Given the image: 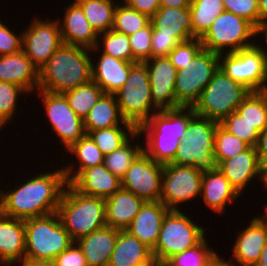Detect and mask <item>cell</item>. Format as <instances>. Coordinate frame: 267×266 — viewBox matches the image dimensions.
Wrapping results in <instances>:
<instances>
[{
    "instance_id": "obj_1",
    "label": "cell",
    "mask_w": 267,
    "mask_h": 266,
    "mask_svg": "<svg viewBox=\"0 0 267 266\" xmlns=\"http://www.w3.org/2000/svg\"><path fill=\"white\" fill-rule=\"evenodd\" d=\"M52 171L35 174L14 190L0 188V212L23 220L57 212L68 182L63 168Z\"/></svg>"
},
{
    "instance_id": "obj_2",
    "label": "cell",
    "mask_w": 267,
    "mask_h": 266,
    "mask_svg": "<svg viewBox=\"0 0 267 266\" xmlns=\"http://www.w3.org/2000/svg\"><path fill=\"white\" fill-rule=\"evenodd\" d=\"M194 115L193 107L183 106L154 113L137 128L140 136L146 137L143 152L157 163H171Z\"/></svg>"
},
{
    "instance_id": "obj_3",
    "label": "cell",
    "mask_w": 267,
    "mask_h": 266,
    "mask_svg": "<svg viewBox=\"0 0 267 266\" xmlns=\"http://www.w3.org/2000/svg\"><path fill=\"white\" fill-rule=\"evenodd\" d=\"M90 50L62 44L39 70L38 90L63 94L91 81Z\"/></svg>"
},
{
    "instance_id": "obj_4",
    "label": "cell",
    "mask_w": 267,
    "mask_h": 266,
    "mask_svg": "<svg viewBox=\"0 0 267 266\" xmlns=\"http://www.w3.org/2000/svg\"><path fill=\"white\" fill-rule=\"evenodd\" d=\"M57 213L74 242L106 226L105 199L83 195L69 183L64 189Z\"/></svg>"
},
{
    "instance_id": "obj_5",
    "label": "cell",
    "mask_w": 267,
    "mask_h": 266,
    "mask_svg": "<svg viewBox=\"0 0 267 266\" xmlns=\"http://www.w3.org/2000/svg\"><path fill=\"white\" fill-rule=\"evenodd\" d=\"M25 259L53 261L74 241L57 212L24 220Z\"/></svg>"
},
{
    "instance_id": "obj_6",
    "label": "cell",
    "mask_w": 267,
    "mask_h": 266,
    "mask_svg": "<svg viewBox=\"0 0 267 266\" xmlns=\"http://www.w3.org/2000/svg\"><path fill=\"white\" fill-rule=\"evenodd\" d=\"M179 210H169L165 215L158 240L152 250L156 262L165 263L176 254L197 246L206 236V229L193 223Z\"/></svg>"
},
{
    "instance_id": "obj_7",
    "label": "cell",
    "mask_w": 267,
    "mask_h": 266,
    "mask_svg": "<svg viewBox=\"0 0 267 266\" xmlns=\"http://www.w3.org/2000/svg\"><path fill=\"white\" fill-rule=\"evenodd\" d=\"M123 118L136 128L160 111L152 101L148 67L145 62L132 65L125 84L114 93Z\"/></svg>"
},
{
    "instance_id": "obj_8",
    "label": "cell",
    "mask_w": 267,
    "mask_h": 266,
    "mask_svg": "<svg viewBox=\"0 0 267 266\" xmlns=\"http://www.w3.org/2000/svg\"><path fill=\"white\" fill-rule=\"evenodd\" d=\"M250 92L244 85L232 80L219 68L201 92L193 110L199 116L220 123L236 111Z\"/></svg>"
},
{
    "instance_id": "obj_9",
    "label": "cell",
    "mask_w": 267,
    "mask_h": 266,
    "mask_svg": "<svg viewBox=\"0 0 267 266\" xmlns=\"http://www.w3.org/2000/svg\"><path fill=\"white\" fill-rule=\"evenodd\" d=\"M256 32L257 28L251 22L225 10L214 20L200 41L203 49L217 54L230 53L256 44Z\"/></svg>"
},
{
    "instance_id": "obj_10",
    "label": "cell",
    "mask_w": 267,
    "mask_h": 266,
    "mask_svg": "<svg viewBox=\"0 0 267 266\" xmlns=\"http://www.w3.org/2000/svg\"><path fill=\"white\" fill-rule=\"evenodd\" d=\"M218 122L195 114L188 123L186 137L181 141L171 162L180 166L209 168L214 166V141Z\"/></svg>"
},
{
    "instance_id": "obj_11",
    "label": "cell",
    "mask_w": 267,
    "mask_h": 266,
    "mask_svg": "<svg viewBox=\"0 0 267 266\" xmlns=\"http://www.w3.org/2000/svg\"><path fill=\"white\" fill-rule=\"evenodd\" d=\"M219 68L251 92L267 91V55L257 44L219 54Z\"/></svg>"
},
{
    "instance_id": "obj_12",
    "label": "cell",
    "mask_w": 267,
    "mask_h": 266,
    "mask_svg": "<svg viewBox=\"0 0 267 266\" xmlns=\"http://www.w3.org/2000/svg\"><path fill=\"white\" fill-rule=\"evenodd\" d=\"M219 69V54L201 49L188 70L177 71L175 96L179 106L193 107Z\"/></svg>"
},
{
    "instance_id": "obj_13",
    "label": "cell",
    "mask_w": 267,
    "mask_h": 266,
    "mask_svg": "<svg viewBox=\"0 0 267 266\" xmlns=\"http://www.w3.org/2000/svg\"><path fill=\"white\" fill-rule=\"evenodd\" d=\"M203 168L164 164L160 201L169 210H179L183 203L201 195Z\"/></svg>"
},
{
    "instance_id": "obj_14",
    "label": "cell",
    "mask_w": 267,
    "mask_h": 266,
    "mask_svg": "<svg viewBox=\"0 0 267 266\" xmlns=\"http://www.w3.org/2000/svg\"><path fill=\"white\" fill-rule=\"evenodd\" d=\"M37 91L39 98H42L46 117L59 137L64 152L86 134L83 119L72 110L64 94Z\"/></svg>"
},
{
    "instance_id": "obj_15",
    "label": "cell",
    "mask_w": 267,
    "mask_h": 266,
    "mask_svg": "<svg viewBox=\"0 0 267 266\" xmlns=\"http://www.w3.org/2000/svg\"><path fill=\"white\" fill-rule=\"evenodd\" d=\"M57 19L44 21L41 17L35 16L27 29L22 31V51L38 71L63 44Z\"/></svg>"
},
{
    "instance_id": "obj_16",
    "label": "cell",
    "mask_w": 267,
    "mask_h": 266,
    "mask_svg": "<svg viewBox=\"0 0 267 266\" xmlns=\"http://www.w3.org/2000/svg\"><path fill=\"white\" fill-rule=\"evenodd\" d=\"M163 164L142 152L121 178L122 188L146 201H160Z\"/></svg>"
},
{
    "instance_id": "obj_17",
    "label": "cell",
    "mask_w": 267,
    "mask_h": 266,
    "mask_svg": "<svg viewBox=\"0 0 267 266\" xmlns=\"http://www.w3.org/2000/svg\"><path fill=\"white\" fill-rule=\"evenodd\" d=\"M148 67L152 101L159 110L180 107L175 96L177 69L167 56L153 57L144 61Z\"/></svg>"
},
{
    "instance_id": "obj_18",
    "label": "cell",
    "mask_w": 267,
    "mask_h": 266,
    "mask_svg": "<svg viewBox=\"0 0 267 266\" xmlns=\"http://www.w3.org/2000/svg\"><path fill=\"white\" fill-rule=\"evenodd\" d=\"M248 223L235 237V244L231 248L233 261H229L232 266H255L267 243V221L255 216Z\"/></svg>"
},
{
    "instance_id": "obj_19",
    "label": "cell",
    "mask_w": 267,
    "mask_h": 266,
    "mask_svg": "<svg viewBox=\"0 0 267 266\" xmlns=\"http://www.w3.org/2000/svg\"><path fill=\"white\" fill-rule=\"evenodd\" d=\"M72 1L66 7L63 21L60 17L58 19L63 44L92 49L97 44L99 34L86 19L81 6Z\"/></svg>"
},
{
    "instance_id": "obj_20",
    "label": "cell",
    "mask_w": 267,
    "mask_h": 266,
    "mask_svg": "<svg viewBox=\"0 0 267 266\" xmlns=\"http://www.w3.org/2000/svg\"><path fill=\"white\" fill-rule=\"evenodd\" d=\"M201 195L205 205L219 214L224 213L226 206L241 196L216 166L204 169Z\"/></svg>"
},
{
    "instance_id": "obj_21",
    "label": "cell",
    "mask_w": 267,
    "mask_h": 266,
    "mask_svg": "<svg viewBox=\"0 0 267 266\" xmlns=\"http://www.w3.org/2000/svg\"><path fill=\"white\" fill-rule=\"evenodd\" d=\"M169 209L161 201H146L126 229L131 235L153 250L162 221Z\"/></svg>"
},
{
    "instance_id": "obj_22",
    "label": "cell",
    "mask_w": 267,
    "mask_h": 266,
    "mask_svg": "<svg viewBox=\"0 0 267 266\" xmlns=\"http://www.w3.org/2000/svg\"><path fill=\"white\" fill-rule=\"evenodd\" d=\"M260 163L256 148L249 146L233 158L223 160L217 167L237 192L242 195L241 193L245 192L248 184L258 177Z\"/></svg>"
},
{
    "instance_id": "obj_23",
    "label": "cell",
    "mask_w": 267,
    "mask_h": 266,
    "mask_svg": "<svg viewBox=\"0 0 267 266\" xmlns=\"http://www.w3.org/2000/svg\"><path fill=\"white\" fill-rule=\"evenodd\" d=\"M83 195L109 198L121 186V179L111 173L103 164L83 169L70 183Z\"/></svg>"
},
{
    "instance_id": "obj_24",
    "label": "cell",
    "mask_w": 267,
    "mask_h": 266,
    "mask_svg": "<svg viewBox=\"0 0 267 266\" xmlns=\"http://www.w3.org/2000/svg\"><path fill=\"white\" fill-rule=\"evenodd\" d=\"M25 259V226L23 219L0 212V264L12 266Z\"/></svg>"
},
{
    "instance_id": "obj_25",
    "label": "cell",
    "mask_w": 267,
    "mask_h": 266,
    "mask_svg": "<svg viewBox=\"0 0 267 266\" xmlns=\"http://www.w3.org/2000/svg\"><path fill=\"white\" fill-rule=\"evenodd\" d=\"M0 81L17 84L28 93H35L38 89L39 71L21 50L0 56Z\"/></svg>"
},
{
    "instance_id": "obj_26",
    "label": "cell",
    "mask_w": 267,
    "mask_h": 266,
    "mask_svg": "<svg viewBox=\"0 0 267 266\" xmlns=\"http://www.w3.org/2000/svg\"><path fill=\"white\" fill-rule=\"evenodd\" d=\"M98 59L97 63L92 60V80L104 93L114 94L127 81L134 63L104 53H101Z\"/></svg>"
},
{
    "instance_id": "obj_27",
    "label": "cell",
    "mask_w": 267,
    "mask_h": 266,
    "mask_svg": "<svg viewBox=\"0 0 267 266\" xmlns=\"http://www.w3.org/2000/svg\"><path fill=\"white\" fill-rule=\"evenodd\" d=\"M144 202L142 198L121 187L105 199L106 226L126 230Z\"/></svg>"
},
{
    "instance_id": "obj_28",
    "label": "cell",
    "mask_w": 267,
    "mask_h": 266,
    "mask_svg": "<svg viewBox=\"0 0 267 266\" xmlns=\"http://www.w3.org/2000/svg\"><path fill=\"white\" fill-rule=\"evenodd\" d=\"M117 236V229L105 226L78 239L76 243L81 248L87 265L108 266Z\"/></svg>"
},
{
    "instance_id": "obj_29",
    "label": "cell",
    "mask_w": 267,
    "mask_h": 266,
    "mask_svg": "<svg viewBox=\"0 0 267 266\" xmlns=\"http://www.w3.org/2000/svg\"><path fill=\"white\" fill-rule=\"evenodd\" d=\"M152 250L126 230H118L108 266L153 265Z\"/></svg>"
},
{
    "instance_id": "obj_30",
    "label": "cell",
    "mask_w": 267,
    "mask_h": 266,
    "mask_svg": "<svg viewBox=\"0 0 267 266\" xmlns=\"http://www.w3.org/2000/svg\"><path fill=\"white\" fill-rule=\"evenodd\" d=\"M150 21L155 29L162 33L172 34L180 43L195 38L189 7L160 6Z\"/></svg>"
},
{
    "instance_id": "obj_31",
    "label": "cell",
    "mask_w": 267,
    "mask_h": 266,
    "mask_svg": "<svg viewBox=\"0 0 267 266\" xmlns=\"http://www.w3.org/2000/svg\"><path fill=\"white\" fill-rule=\"evenodd\" d=\"M86 134L113 126H134L127 122L121 112L114 94L104 93L90 109L83 120Z\"/></svg>"
},
{
    "instance_id": "obj_32",
    "label": "cell",
    "mask_w": 267,
    "mask_h": 266,
    "mask_svg": "<svg viewBox=\"0 0 267 266\" xmlns=\"http://www.w3.org/2000/svg\"><path fill=\"white\" fill-rule=\"evenodd\" d=\"M70 155L75 156L77 162L66 164L63 166V171L68 183H70L83 169L94 167L103 164L105 155L96 146L94 141L88 134H85L77 142L72 144L66 151Z\"/></svg>"
},
{
    "instance_id": "obj_33",
    "label": "cell",
    "mask_w": 267,
    "mask_h": 266,
    "mask_svg": "<svg viewBox=\"0 0 267 266\" xmlns=\"http://www.w3.org/2000/svg\"><path fill=\"white\" fill-rule=\"evenodd\" d=\"M82 8L86 19L100 34L112 30L117 7L115 0H75Z\"/></svg>"
},
{
    "instance_id": "obj_34",
    "label": "cell",
    "mask_w": 267,
    "mask_h": 266,
    "mask_svg": "<svg viewBox=\"0 0 267 266\" xmlns=\"http://www.w3.org/2000/svg\"><path fill=\"white\" fill-rule=\"evenodd\" d=\"M223 11V0H192L189 12L192 16L194 37L200 39Z\"/></svg>"
},
{
    "instance_id": "obj_35",
    "label": "cell",
    "mask_w": 267,
    "mask_h": 266,
    "mask_svg": "<svg viewBox=\"0 0 267 266\" xmlns=\"http://www.w3.org/2000/svg\"><path fill=\"white\" fill-rule=\"evenodd\" d=\"M136 132L125 144L110 154L105 155L103 165L120 179L125 175L127 169L135 159L143 152V144H134L135 139H140ZM142 145V146H141Z\"/></svg>"
},
{
    "instance_id": "obj_36",
    "label": "cell",
    "mask_w": 267,
    "mask_h": 266,
    "mask_svg": "<svg viewBox=\"0 0 267 266\" xmlns=\"http://www.w3.org/2000/svg\"><path fill=\"white\" fill-rule=\"evenodd\" d=\"M236 112L259 133L263 132L267 128V91L250 92Z\"/></svg>"
},
{
    "instance_id": "obj_37",
    "label": "cell",
    "mask_w": 267,
    "mask_h": 266,
    "mask_svg": "<svg viewBox=\"0 0 267 266\" xmlns=\"http://www.w3.org/2000/svg\"><path fill=\"white\" fill-rule=\"evenodd\" d=\"M72 110L84 120L90 109L98 102L104 91L93 81L63 93Z\"/></svg>"
},
{
    "instance_id": "obj_38",
    "label": "cell",
    "mask_w": 267,
    "mask_h": 266,
    "mask_svg": "<svg viewBox=\"0 0 267 266\" xmlns=\"http://www.w3.org/2000/svg\"><path fill=\"white\" fill-rule=\"evenodd\" d=\"M101 41L99 42V40ZM102 43V45L100 44ZM103 46V49H100ZM101 51L104 54L111 55L117 59L127 62L136 63L139 62L132 53L129 36L120 32L109 30L107 32L100 33L98 35V41L94 48L90 51L98 53Z\"/></svg>"
},
{
    "instance_id": "obj_39",
    "label": "cell",
    "mask_w": 267,
    "mask_h": 266,
    "mask_svg": "<svg viewBox=\"0 0 267 266\" xmlns=\"http://www.w3.org/2000/svg\"><path fill=\"white\" fill-rule=\"evenodd\" d=\"M136 132L137 128L135 126H113L106 129L89 131L87 134L100 151L107 155L119 149Z\"/></svg>"
},
{
    "instance_id": "obj_40",
    "label": "cell",
    "mask_w": 267,
    "mask_h": 266,
    "mask_svg": "<svg viewBox=\"0 0 267 266\" xmlns=\"http://www.w3.org/2000/svg\"><path fill=\"white\" fill-rule=\"evenodd\" d=\"M249 147L243 140L226 131L218 124L214 141V166H218L223 160L231 159L236 154Z\"/></svg>"
},
{
    "instance_id": "obj_41",
    "label": "cell",
    "mask_w": 267,
    "mask_h": 266,
    "mask_svg": "<svg viewBox=\"0 0 267 266\" xmlns=\"http://www.w3.org/2000/svg\"><path fill=\"white\" fill-rule=\"evenodd\" d=\"M120 2V5L117 2L114 14L113 31L129 36L145 27L150 22V18L147 15L128 7L122 3V1Z\"/></svg>"
},
{
    "instance_id": "obj_42",
    "label": "cell",
    "mask_w": 267,
    "mask_h": 266,
    "mask_svg": "<svg viewBox=\"0 0 267 266\" xmlns=\"http://www.w3.org/2000/svg\"><path fill=\"white\" fill-rule=\"evenodd\" d=\"M22 94L29 93L17 84L0 81V131L15 118L17 102Z\"/></svg>"
},
{
    "instance_id": "obj_43",
    "label": "cell",
    "mask_w": 267,
    "mask_h": 266,
    "mask_svg": "<svg viewBox=\"0 0 267 266\" xmlns=\"http://www.w3.org/2000/svg\"><path fill=\"white\" fill-rule=\"evenodd\" d=\"M216 253L204 238L197 246L174 255L165 263L168 266H205Z\"/></svg>"
},
{
    "instance_id": "obj_44",
    "label": "cell",
    "mask_w": 267,
    "mask_h": 266,
    "mask_svg": "<svg viewBox=\"0 0 267 266\" xmlns=\"http://www.w3.org/2000/svg\"><path fill=\"white\" fill-rule=\"evenodd\" d=\"M219 124L249 146L256 147L260 133L236 111L224 118Z\"/></svg>"
},
{
    "instance_id": "obj_45",
    "label": "cell",
    "mask_w": 267,
    "mask_h": 266,
    "mask_svg": "<svg viewBox=\"0 0 267 266\" xmlns=\"http://www.w3.org/2000/svg\"><path fill=\"white\" fill-rule=\"evenodd\" d=\"M202 42L199 38H194L179 43L169 54L170 62L177 70H188L192 65L193 58L202 49Z\"/></svg>"
},
{
    "instance_id": "obj_46",
    "label": "cell",
    "mask_w": 267,
    "mask_h": 266,
    "mask_svg": "<svg viewBox=\"0 0 267 266\" xmlns=\"http://www.w3.org/2000/svg\"><path fill=\"white\" fill-rule=\"evenodd\" d=\"M152 32L153 25L150 21L145 27L129 35L133 56L139 62H144L145 60L151 58Z\"/></svg>"
},
{
    "instance_id": "obj_47",
    "label": "cell",
    "mask_w": 267,
    "mask_h": 266,
    "mask_svg": "<svg viewBox=\"0 0 267 266\" xmlns=\"http://www.w3.org/2000/svg\"><path fill=\"white\" fill-rule=\"evenodd\" d=\"M226 11L243 17L256 28L259 26L258 0H223Z\"/></svg>"
},
{
    "instance_id": "obj_48",
    "label": "cell",
    "mask_w": 267,
    "mask_h": 266,
    "mask_svg": "<svg viewBox=\"0 0 267 266\" xmlns=\"http://www.w3.org/2000/svg\"><path fill=\"white\" fill-rule=\"evenodd\" d=\"M180 42L172 35L158 31L153 27L151 40V58L168 56Z\"/></svg>"
},
{
    "instance_id": "obj_49",
    "label": "cell",
    "mask_w": 267,
    "mask_h": 266,
    "mask_svg": "<svg viewBox=\"0 0 267 266\" xmlns=\"http://www.w3.org/2000/svg\"><path fill=\"white\" fill-rule=\"evenodd\" d=\"M20 33L17 36L13 30L0 21V56L15 54L22 50V32Z\"/></svg>"
},
{
    "instance_id": "obj_50",
    "label": "cell",
    "mask_w": 267,
    "mask_h": 266,
    "mask_svg": "<svg viewBox=\"0 0 267 266\" xmlns=\"http://www.w3.org/2000/svg\"><path fill=\"white\" fill-rule=\"evenodd\" d=\"M54 266H88L79 245L73 242L65 251L53 259Z\"/></svg>"
},
{
    "instance_id": "obj_51",
    "label": "cell",
    "mask_w": 267,
    "mask_h": 266,
    "mask_svg": "<svg viewBox=\"0 0 267 266\" xmlns=\"http://www.w3.org/2000/svg\"><path fill=\"white\" fill-rule=\"evenodd\" d=\"M128 7L151 18L160 8V0H122Z\"/></svg>"
},
{
    "instance_id": "obj_52",
    "label": "cell",
    "mask_w": 267,
    "mask_h": 266,
    "mask_svg": "<svg viewBox=\"0 0 267 266\" xmlns=\"http://www.w3.org/2000/svg\"><path fill=\"white\" fill-rule=\"evenodd\" d=\"M256 152L261 162L267 161V128L259 134Z\"/></svg>"
},
{
    "instance_id": "obj_53",
    "label": "cell",
    "mask_w": 267,
    "mask_h": 266,
    "mask_svg": "<svg viewBox=\"0 0 267 266\" xmlns=\"http://www.w3.org/2000/svg\"><path fill=\"white\" fill-rule=\"evenodd\" d=\"M192 0H160V6L169 8L190 7Z\"/></svg>"
},
{
    "instance_id": "obj_54",
    "label": "cell",
    "mask_w": 267,
    "mask_h": 266,
    "mask_svg": "<svg viewBox=\"0 0 267 266\" xmlns=\"http://www.w3.org/2000/svg\"><path fill=\"white\" fill-rule=\"evenodd\" d=\"M54 266L53 261H45V260H31L24 259L23 261L16 263L14 266Z\"/></svg>"
},
{
    "instance_id": "obj_55",
    "label": "cell",
    "mask_w": 267,
    "mask_h": 266,
    "mask_svg": "<svg viewBox=\"0 0 267 266\" xmlns=\"http://www.w3.org/2000/svg\"><path fill=\"white\" fill-rule=\"evenodd\" d=\"M258 180H260V183L263 184L265 190H267V161L261 162L259 167V173H258Z\"/></svg>"
},
{
    "instance_id": "obj_56",
    "label": "cell",
    "mask_w": 267,
    "mask_h": 266,
    "mask_svg": "<svg viewBox=\"0 0 267 266\" xmlns=\"http://www.w3.org/2000/svg\"><path fill=\"white\" fill-rule=\"evenodd\" d=\"M259 24L267 22V0H258Z\"/></svg>"
},
{
    "instance_id": "obj_57",
    "label": "cell",
    "mask_w": 267,
    "mask_h": 266,
    "mask_svg": "<svg viewBox=\"0 0 267 266\" xmlns=\"http://www.w3.org/2000/svg\"><path fill=\"white\" fill-rule=\"evenodd\" d=\"M205 266H232L231 263L228 261H225L224 258H221L218 253H216Z\"/></svg>"
},
{
    "instance_id": "obj_58",
    "label": "cell",
    "mask_w": 267,
    "mask_h": 266,
    "mask_svg": "<svg viewBox=\"0 0 267 266\" xmlns=\"http://www.w3.org/2000/svg\"><path fill=\"white\" fill-rule=\"evenodd\" d=\"M256 35H257V38L259 37V35L261 36V35H263L262 36V38H263V40L265 39V42H266V44H267V22H263V23H260L259 24V26L257 27V32H256ZM261 48H262V50L266 53V55H267V48L265 47V45L264 46H262V45H260V44H258ZM267 46V45H266Z\"/></svg>"
},
{
    "instance_id": "obj_59",
    "label": "cell",
    "mask_w": 267,
    "mask_h": 266,
    "mask_svg": "<svg viewBox=\"0 0 267 266\" xmlns=\"http://www.w3.org/2000/svg\"><path fill=\"white\" fill-rule=\"evenodd\" d=\"M255 266H267V243L265 244L264 248L262 249L261 255L255 264Z\"/></svg>"
},
{
    "instance_id": "obj_60",
    "label": "cell",
    "mask_w": 267,
    "mask_h": 266,
    "mask_svg": "<svg viewBox=\"0 0 267 266\" xmlns=\"http://www.w3.org/2000/svg\"><path fill=\"white\" fill-rule=\"evenodd\" d=\"M153 266H168L166 263L155 262Z\"/></svg>"
},
{
    "instance_id": "obj_61",
    "label": "cell",
    "mask_w": 267,
    "mask_h": 266,
    "mask_svg": "<svg viewBox=\"0 0 267 266\" xmlns=\"http://www.w3.org/2000/svg\"><path fill=\"white\" fill-rule=\"evenodd\" d=\"M265 208V212H264V214H261L262 215V217L267 221V207H264Z\"/></svg>"
}]
</instances>
